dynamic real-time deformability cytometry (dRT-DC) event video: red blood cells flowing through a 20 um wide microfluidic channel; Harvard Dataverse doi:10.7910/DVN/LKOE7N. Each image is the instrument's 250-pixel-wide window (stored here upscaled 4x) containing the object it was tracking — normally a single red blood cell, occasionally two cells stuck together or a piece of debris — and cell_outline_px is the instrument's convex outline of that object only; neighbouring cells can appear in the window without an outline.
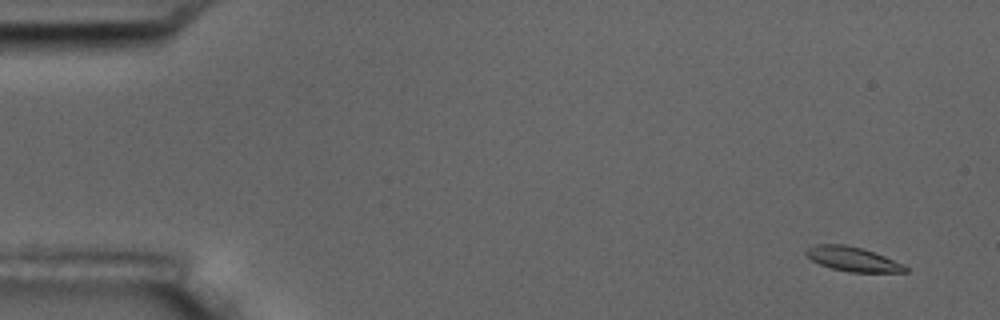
{"species": "common noctule bat (a hibernating species)", "species_latin": "Nyctalus noctula", "temperature_condition": "room temperature", "stored_images_in_passage": 6, "camera_frame_rate_fps": 3000, "um_per_image_px": 0.085, "animal": {"sex": "male", "body_mass_g": 17.5, "forearm_length_mm": 52.3}, "frame": {"image": 1, "passage_image": 1, "time_ms": 0.0, "image_size_px": [1000, 320], "cell_outline_px": [[908, 272], [848, 272], [832, 268], [820, 264], [812, 260], [804, 252], [808, 248], [816, 244], [844, 244], [864, 248], [904, 264], [908, 268]], "centroid_in_image_um": [72.5, 22.02], "position_along_channel_um": 12.5, "area_um2": 14.1}}
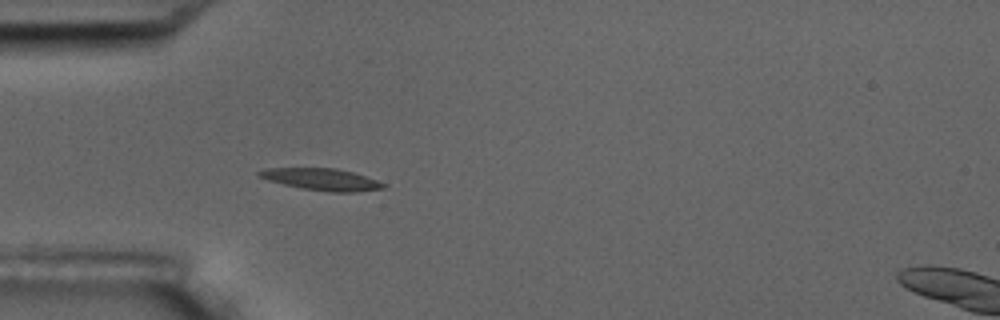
{"frame": {"image": 2, "passage_image": 5, "time_ms": 4.667, "image_size_px": [1000, 320], "cell_outline_px": [[388, 184], [384, 188], [356, 192], [332, 192], [300, 188], [268, 180], [256, 176], [256, 172], [264, 168], [336, 168], [352, 172]], "centroid_in_image_um": [27.31, 15.24], "position_along_channel_um": 57.7, "area_um2": 15.84}}